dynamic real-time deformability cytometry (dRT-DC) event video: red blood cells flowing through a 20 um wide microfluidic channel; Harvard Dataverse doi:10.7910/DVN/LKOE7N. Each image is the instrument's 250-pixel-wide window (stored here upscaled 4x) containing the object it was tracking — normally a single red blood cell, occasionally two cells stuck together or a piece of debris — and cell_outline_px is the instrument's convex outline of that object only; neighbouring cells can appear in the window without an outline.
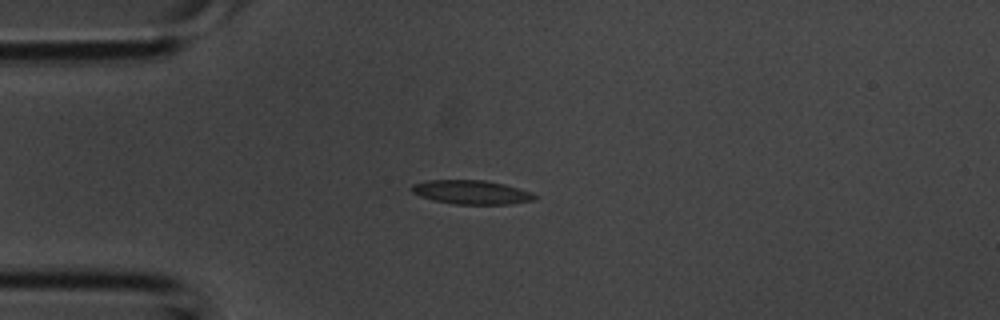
{"species": "common noctule bat (a hibernating species)", "species_latin": "Nyctalus noctula", "temperature_condition": "room temperature", "stored_images_in_passage": 2, "camera_frame_rate_fps": 3000, "um_per_image_px": 0.085, "animal": {"sex": "male", "body_mass_g": 20.1, "forearm_length_mm": 53.5}, "frame": {"image": 1, "passage_image": 2, "time_ms": 0.333, "image_size_px": [1000, 320], "cell_outline_px": [[536, 200], [512, 204], [456, 204], [432, 200], [420, 196], [412, 192], [408, 188], [412, 184], [428, 180], [484, 180], [504, 184], [532, 192], [536, 196]], "centroid_in_image_um": [40.05, 16.34], "position_along_channel_um": 44.9, "area_um2": 17.28}}